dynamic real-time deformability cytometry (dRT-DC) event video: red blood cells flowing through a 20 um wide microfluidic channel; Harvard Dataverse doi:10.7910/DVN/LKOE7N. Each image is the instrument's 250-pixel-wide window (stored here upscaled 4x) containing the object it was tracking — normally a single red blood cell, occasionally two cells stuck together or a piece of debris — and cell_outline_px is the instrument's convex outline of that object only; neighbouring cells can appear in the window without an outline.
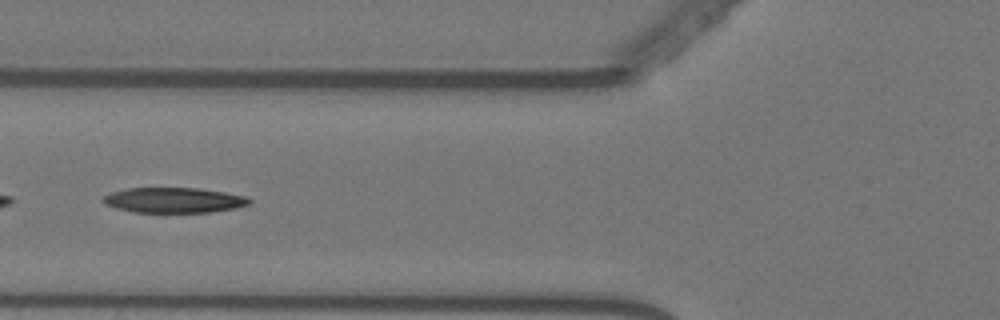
{"species": "Egyptian fruit bat (a non-hibernating species)", "species_latin": "Rousettus aegyptiacus", "temperature_condition": "warm", "stored_images_in_passage": 35, "camera_frame_rate_fps": 3000, "um_per_image_px": 0.085, "animal": {"sex": "female"}, "frame": {"image": 1, "passage_image": 5, "time_ms": 1.333, "image_size_px": [1000, 320], "cell_outline_px": [[252, 200], [248, 204], [236, 208], [208, 212], [132, 212], [116, 208], [104, 204], [100, 200], [104, 196], [112, 192], [128, 188], [196, 188], [224, 192], [248, 196]], "centroid_in_image_um": [14.76, 17.01], "position_along_channel_um": 111.0, "area_um2": 21.5}, "authors_computed_cell_mechanics": {"area_um2": 22.542, "velocity_mm_per_s": 3.5665, "shape_relaxation_time_tau1_ms": 9.1683, "shape_relaxation_time_tau2_ms": 2.9294, "deformation_change_tau1": 0.2445, "deformation_change_tau2": 0.1075}}